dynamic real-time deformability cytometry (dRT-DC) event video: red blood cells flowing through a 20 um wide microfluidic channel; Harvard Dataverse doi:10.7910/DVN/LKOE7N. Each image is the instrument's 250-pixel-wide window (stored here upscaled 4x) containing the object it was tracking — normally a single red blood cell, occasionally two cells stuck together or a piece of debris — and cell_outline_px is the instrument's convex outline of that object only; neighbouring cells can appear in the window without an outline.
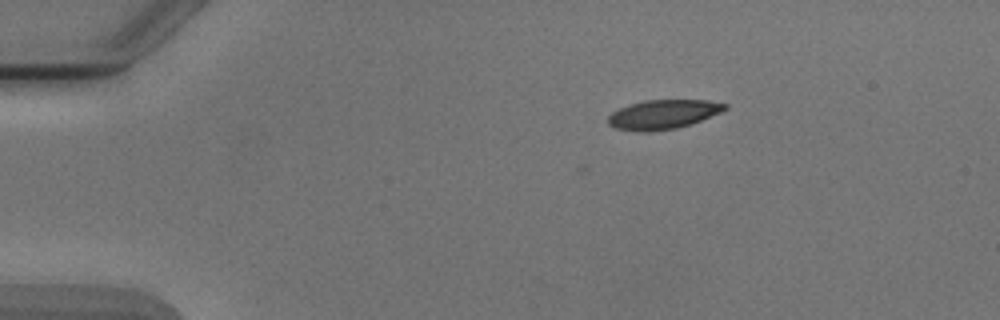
{"species": "Egyptian fruit bat (a non-hibernating species)", "species_latin": "Rousettus aegyptiacus", "temperature_condition": "cold", "stored_images_in_passage": 3, "camera_frame_rate_fps": 3000, "um_per_image_px": 0.085, "animal": {"sex": "male"}, "frame": {"image": 1, "passage_image": 1, "time_ms": 0.0, "image_size_px": [1000, 320], "cell_outline_px": [[728, 108], [720, 112], [692, 124], [676, 128], [648, 132], [636, 132], [616, 128], [608, 124], [608, 116], [612, 112], [628, 104], [644, 100], [708, 100], [728, 104]], "centroid_in_image_um": [56.35, 9.72], "position_along_channel_um": 28.6, "area_um2": 20.06}}